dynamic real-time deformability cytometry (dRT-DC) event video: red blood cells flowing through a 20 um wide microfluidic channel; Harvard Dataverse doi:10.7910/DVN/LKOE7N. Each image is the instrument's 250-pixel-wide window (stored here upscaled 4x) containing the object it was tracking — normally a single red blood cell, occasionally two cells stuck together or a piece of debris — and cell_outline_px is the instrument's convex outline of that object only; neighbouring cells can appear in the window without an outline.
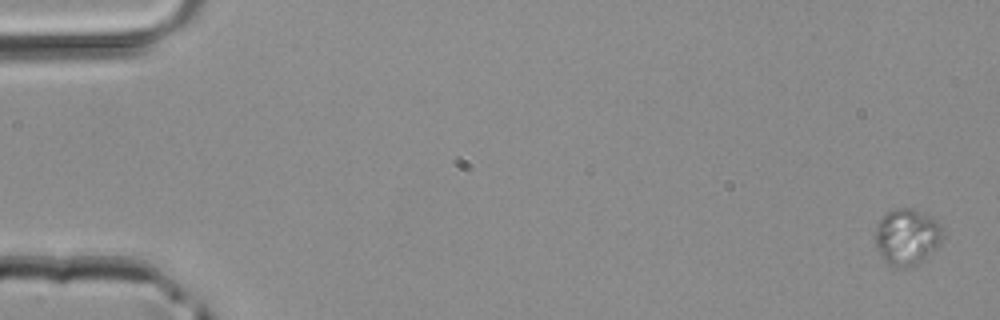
{"species": "common noctule bat (a hibernating species)", "species_latin": "Nyctalus noctula", "temperature_condition": "room temperature", "stored_images_in_passage": 5, "segment_of_instrument_passage": [1, 2], "camera_frame_rate_fps": 3000, "um_per_image_px": 0.085, "animal": {"sex": "male", "body_mass_g": 20.4}, "frame": {"image": 1, "passage_image": 1, "time_ms": 0.0, "image_size_px": [1000, 320], "cell_outline_px": [[944, 228], [940, 240], [936, 248], [924, 260], [916, 264], [900, 268], [896, 268], [888, 264], [880, 256], [876, 248], [876, 224], [888, 212], [900, 208], [912, 208], [932, 216]], "centroid_in_image_um": [77.1, 20.14], "position_along_channel_um": 7.9, "area_um2": 22.14}}
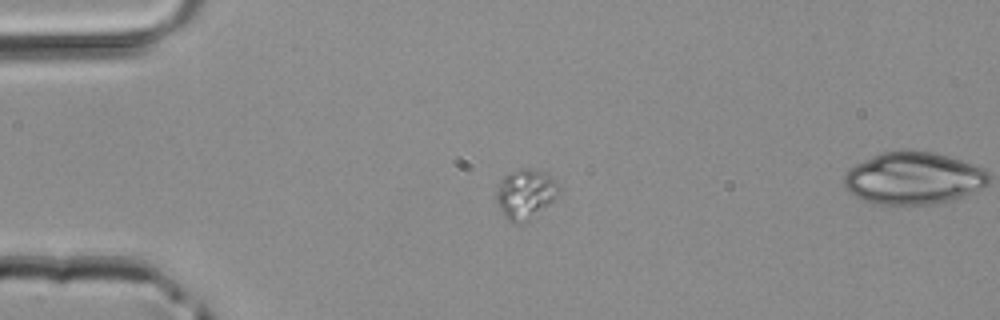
{"frame": {"image": 2, "passage_image": 4, "time_ms": 1.0, "image_size_px": [1000, 320], "cell_outline_px": [[560, 188], [552, 200], [544, 208], [524, 224], [512, 224], [504, 216], [496, 200], [496, 184], [508, 172], [520, 168], [532, 168], [544, 172]], "centroid_in_image_um": [44.58, 16.5], "position_along_channel_um": 40.4, "area_um2": 18.09}}